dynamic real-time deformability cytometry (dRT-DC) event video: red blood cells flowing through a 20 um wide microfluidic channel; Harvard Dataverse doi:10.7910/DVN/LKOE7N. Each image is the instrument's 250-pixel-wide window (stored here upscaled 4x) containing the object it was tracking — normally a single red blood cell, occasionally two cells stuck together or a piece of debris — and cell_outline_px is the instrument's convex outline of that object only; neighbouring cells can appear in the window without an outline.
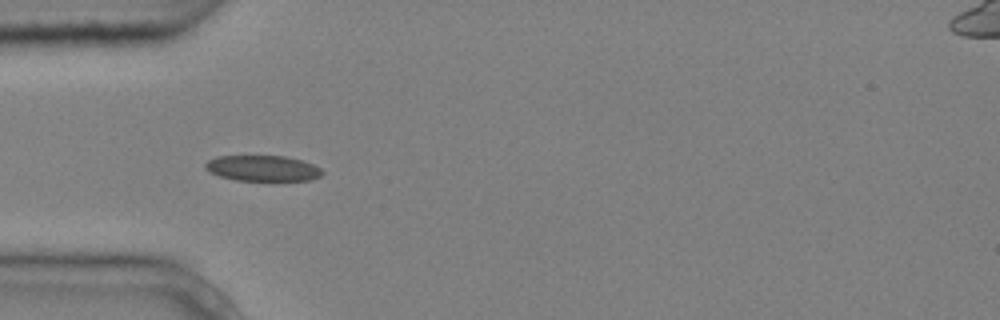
{"species": "common noctule bat (a hibernating species)", "species_latin": "Nyctalus noctula", "temperature_condition": "cold", "stored_images_in_passage": 6, "camera_frame_rate_fps": 3000, "um_per_image_px": 0.085, "animal": {"sex": "male", "body_mass_g": 20.4}, "frame": {"image": 1, "passage_image": 5, "time_ms": 1.333, "image_size_px": [1000, 320], "cell_outline_px": [[324, 172], [320, 176], [312, 180], [236, 180], [220, 176], [208, 172], [204, 168], [204, 164], [208, 160], [216, 156], [284, 156], [300, 160], [312, 164], [320, 168]], "centroid_in_image_um": [22.29, 14.3], "position_along_channel_um": 62.7, "area_um2": 17.46}}
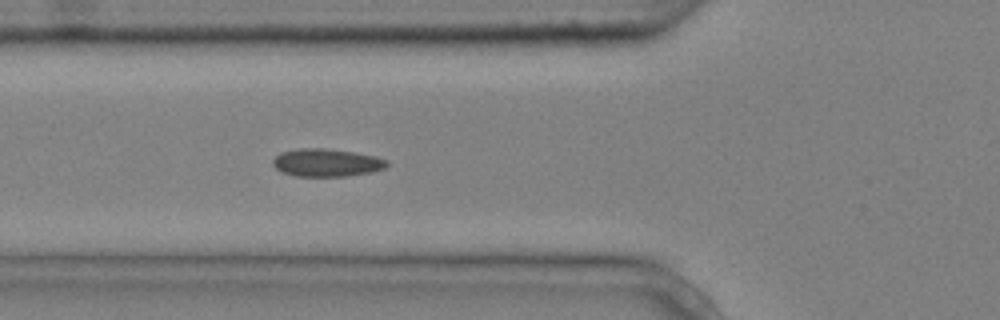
{"frame": {"image": 2, "passage_image": 6, "time_ms": 1.667, "image_size_px": [1000, 320], "cell_outline_px": [[388, 164], [384, 168], [372, 172], [344, 176], [296, 176], [280, 172], [272, 164], [272, 160], [280, 152], [296, 148], [324, 148], [352, 152], [376, 156], [388, 160]], "centroid_in_image_um": [27.73, 13.82], "position_along_channel_um": 98.1, "area_um2": 18.55}}